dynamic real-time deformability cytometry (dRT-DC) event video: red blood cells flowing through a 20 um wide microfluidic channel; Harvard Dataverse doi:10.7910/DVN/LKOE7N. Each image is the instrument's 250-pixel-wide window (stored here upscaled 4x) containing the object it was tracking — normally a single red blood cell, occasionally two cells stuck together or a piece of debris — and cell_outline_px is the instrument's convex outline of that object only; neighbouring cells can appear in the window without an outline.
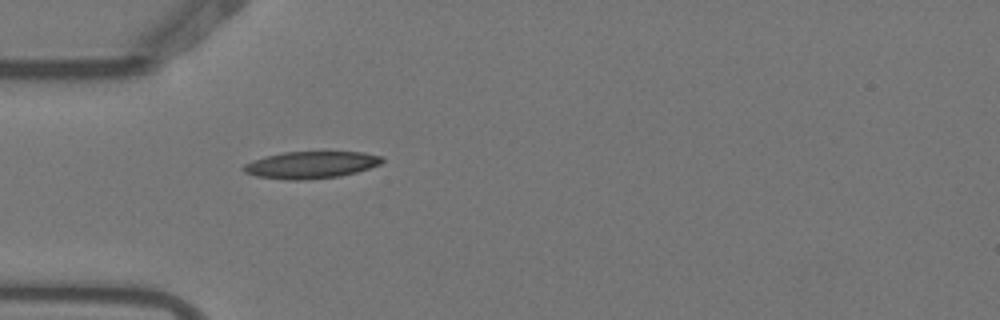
{"species": "Egyptian fruit bat (a non-hibernating species)", "species_latin": "Rousettus aegyptiacus", "temperature_condition": "warm", "stored_images_in_passage": 1, "camera_frame_rate_fps": 3000, "um_per_image_px": 0.085, "animal": {"sex": "female"}, "frame": {"image": 1, "passage_image": 1, "time_ms": 0.0, "image_size_px": [1000, 320], "cell_outline_px": [[384, 160], [380, 164], [356, 172], [340, 176], [300, 180], [288, 180], [256, 176], [244, 172], [240, 168], [244, 164], [252, 160], [264, 156], [284, 152], [364, 152], [384, 156]], "centroid_in_image_um": [26.41, 14.01], "position_along_channel_um": 58.6, "area_um2": 21.91}}